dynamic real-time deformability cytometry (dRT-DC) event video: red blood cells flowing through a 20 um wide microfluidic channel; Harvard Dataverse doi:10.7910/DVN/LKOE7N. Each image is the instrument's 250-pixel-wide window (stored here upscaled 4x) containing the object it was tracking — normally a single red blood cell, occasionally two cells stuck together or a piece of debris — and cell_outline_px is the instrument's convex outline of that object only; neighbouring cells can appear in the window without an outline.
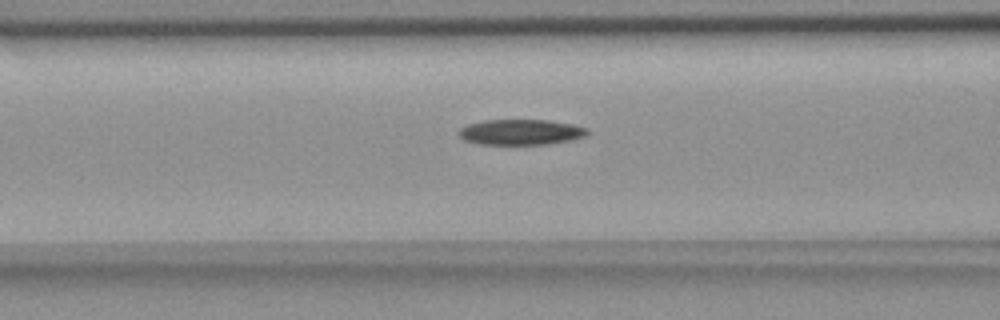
{"species": "common noctule bat (a hibernating species)", "species_latin": "Nyctalus noctula", "temperature_condition": "room temperature", "stored_images_in_passage": 33, "camera_frame_rate_fps": 3000, "um_per_image_px": 0.085, "animal": {"sex": "female", "body_mass_g": 18.4}, "frame": {"image": 1, "passage_image": 10, "time_ms": 3.0, "image_size_px": [1000, 320], "cell_outline_px": [[588, 136], [548, 144], [480, 144], [464, 140], [460, 136], [460, 128], [468, 124], [484, 120], [548, 120], [572, 124], [588, 128]], "centroid_in_image_um": [44.29, 11.22], "position_along_channel_um": 122.3, "area_um2": 19.02}}
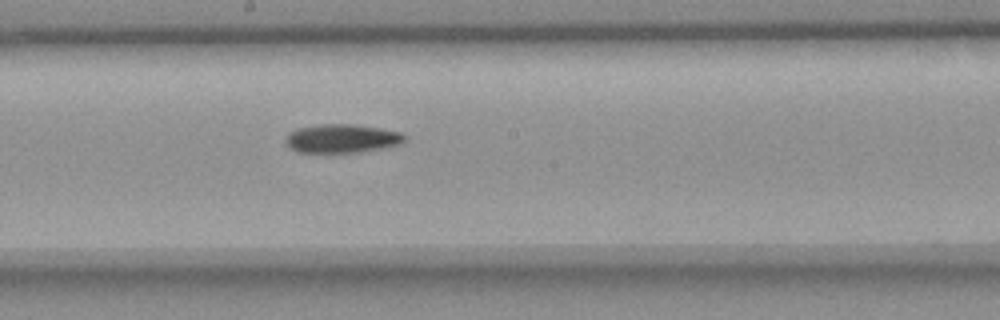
{"frame": {"image": 2, "passage_image": 18, "time_ms": 5.667, "image_size_px": [1000, 320], "cell_outline_px": [[408, 140], [400, 144], [360, 152], [296, 152], [288, 148], [284, 140], [296, 128], [320, 124], [352, 124], [380, 128], [400, 132]], "centroid_in_image_um": [29.04, 11.77], "position_along_channel_um": 219.2, "area_um2": 19.83}}
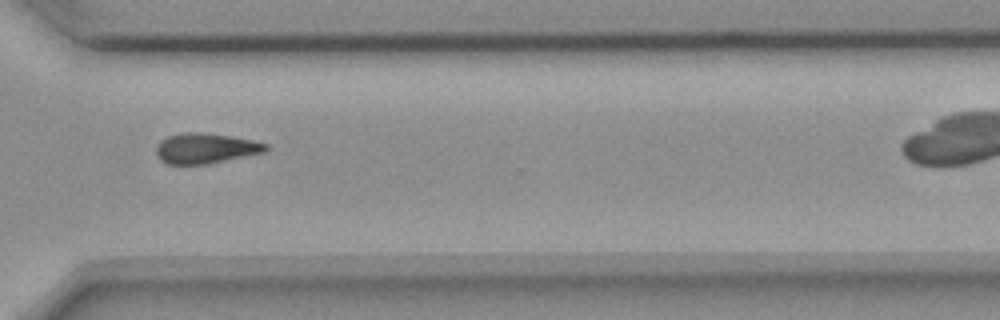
{"frame": {"image": 3, "passage_image": 29, "time_ms": 9.333, "image_size_px": [1000, 320], "cell_outline_px": [[268, 152], [208, 164], [168, 164], [160, 160], [156, 156], [156, 148], [160, 140], [168, 136], [188, 132], [200, 132], [232, 136], [252, 140], [268, 144]], "centroid_in_image_um": [17.5, 12.61], "position_along_channel_um": 353.1, "area_um2": 19.54}}